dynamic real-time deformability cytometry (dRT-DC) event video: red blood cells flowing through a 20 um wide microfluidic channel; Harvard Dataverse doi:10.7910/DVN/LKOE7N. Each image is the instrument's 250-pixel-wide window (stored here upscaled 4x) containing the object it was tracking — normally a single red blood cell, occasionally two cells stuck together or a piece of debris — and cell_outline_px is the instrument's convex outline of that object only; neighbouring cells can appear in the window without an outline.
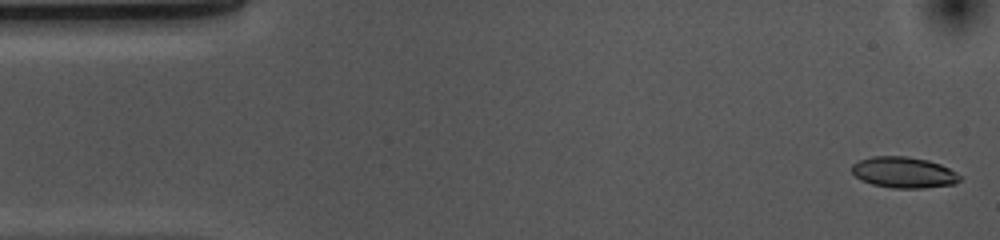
{"species": "common noctule bat (a hibernating species)", "species_latin": "Nyctalus noctula", "temperature_condition": "cold", "stored_images_in_passage": 53, "camera_frame_rate_fps": 3000, "um_per_image_px": 0.085, "animal": {"sex": "female", "body_mass_g": 10.0, "forearm_length_mm": 53.1}, "frame": {"image": 1, "passage_image": 1, "time_ms": 0.0, "image_size_px": [1000, 240], "cell_outline_px": [[960, 180], [956, 184], [924, 188], [892, 188], [872, 184], [860, 180], [852, 172], [852, 164], [860, 160], [872, 156], [908, 156], [928, 160], [940, 164], [956, 172], [960, 176]], "centroid_in_image_um": [76.82, 14.66], "position_along_channel_um": 8.2, "area_um2": 19.59}}
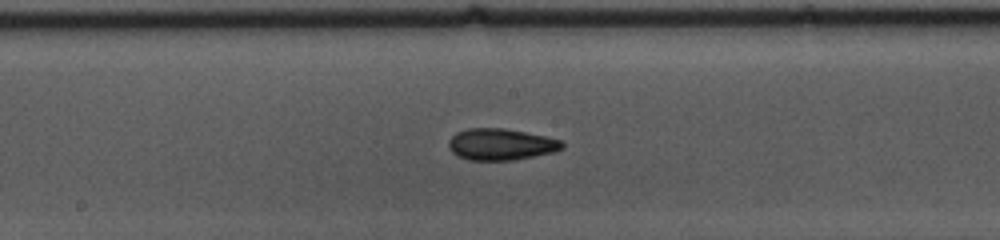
{"frame": {"image": 2, "passage_image": 26, "time_ms": 8.333, "image_size_px": [1000, 240], "cell_outline_px": [[564, 148], [556, 152], [512, 160], [468, 160], [452, 152], [448, 148], [448, 140], [456, 132], [468, 128], [504, 128], [544, 136], [560, 140], [564, 144]], "centroid_in_image_um": [42.56, 12.27], "position_along_channel_um": 205.6, "area_um2": 20.87}}
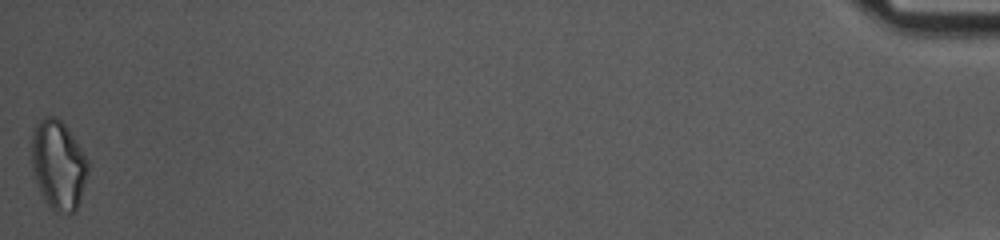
{"frame": {"image": 3, "passage_image": 53, "time_ms": 17.333, "image_size_px": [1000, 240], "cell_outline_px": [[88, 172], [80, 200], [76, 212], [56, 212], [48, 204], [36, 180], [32, 168], [32, 128], [44, 116], [56, 116], [64, 124], [88, 160]], "centroid_in_image_um": [4.96, 13.99], "position_along_channel_um": 430.2, "area_um2": 28.84}, "authors_computed_cell_mechanics": {"area_um2": 20.23, "velocity_mm_per_s": 3.6616, "shape_relaxation_time_tau1_ms": 5.8582, "shape_relaxation_time_tau2_ms": 3.901, "deformation_change_tau1": 0.1646, "deformation_change_tau2": 0.1002}}